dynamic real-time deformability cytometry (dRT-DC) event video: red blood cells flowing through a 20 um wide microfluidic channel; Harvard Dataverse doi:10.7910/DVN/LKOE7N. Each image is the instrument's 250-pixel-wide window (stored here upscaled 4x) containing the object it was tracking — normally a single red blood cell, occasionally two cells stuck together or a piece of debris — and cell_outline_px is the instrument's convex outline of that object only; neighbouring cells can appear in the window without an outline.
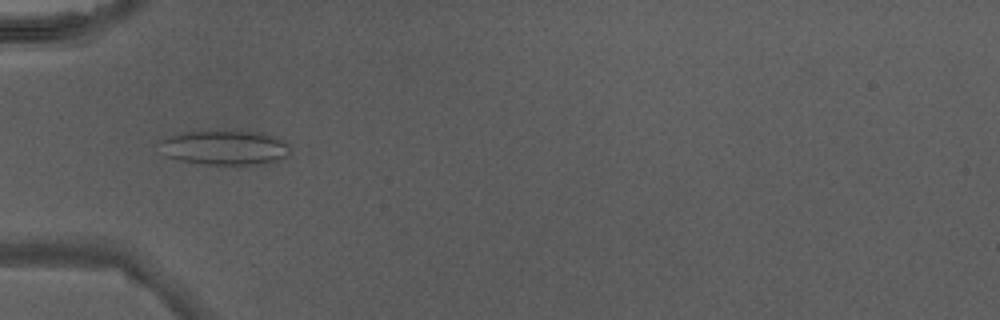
{"species": "Egyptian fruit bat (a non-hibernating species)", "species_latin": "Rousettus aegyptiacus", "temperature_condition": "warm", "stored_images_in_passage": 45, "camera_frame_rate_fps": 3000, "um_per_image_px": 0.085, "animal": {"sex": "male"}, "frame": {"image": 1, "passage_image": 15, "time_ms": 4.667, "image_size_px": [1000, 320], "cell_outline_px": [[292, 152], [288, 156], [264, 168], [204, 164], [180, 160], [164, 156], [156, 144], [160, 140], [184, 132], [236, 128], [260, 132], [272, 136], [288, 144]], "centroid_in_image_um": [19.18, 12.57], "position_along_channel_um": 65.8, "area_um2": 28.38}}
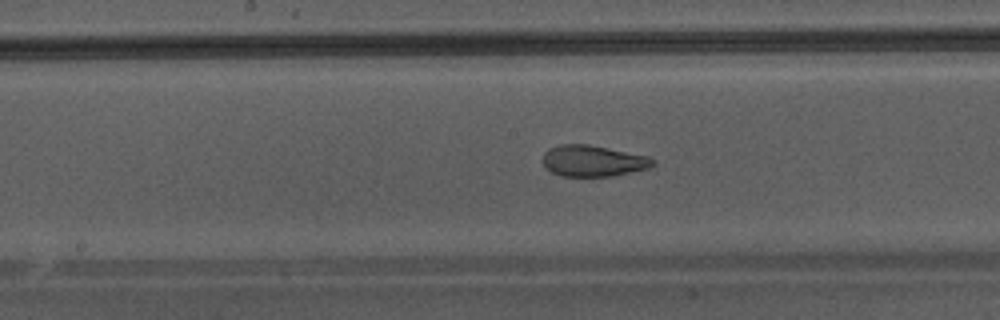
{"frame": {"image": 2, "passage_image": 24, "time_ms": 7.667, "image_size_px": [1000, 320], "cell_outline_px": [[656, 164], [648, 168], [612, 176], [560, 176], [552, 172], [544, 164], [544, 152], [548, 148], [560, 144], [588, 144], [648, 156], [656, 160]], "centroid_in_image_um": [50.42, 13.67], "position_along_channel_um": 197.8, "area_um2": 19.94}}
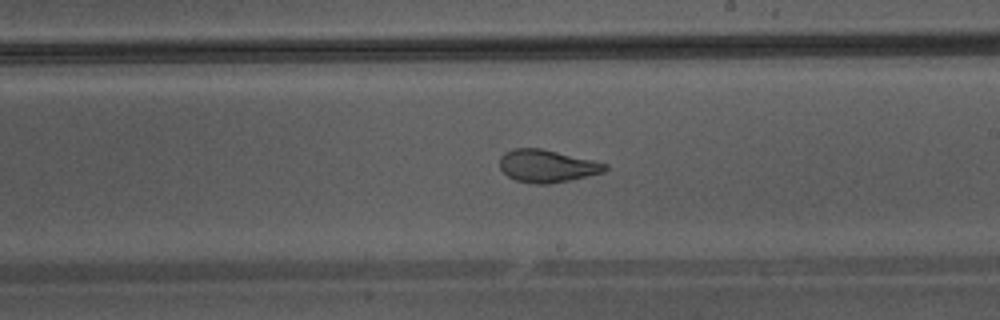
{"frame": {"image": 3, "passage_image": 27, "time_ms": 8.667, "image_size_px": [1000, 320], "cell_outline_px": [[608, 168], [604, 172], [568, 180], [548, 184], [536, 184], [516, 180], [508, 176], [500, 168], [500, 156], [504, 152], [512, 148], [540, 148], [592, 160], [608, 164]], "centroid_in_image_um": [46.47, 14.1], "position_along_channel_um": 242.5, "area_um2": 19.83}}